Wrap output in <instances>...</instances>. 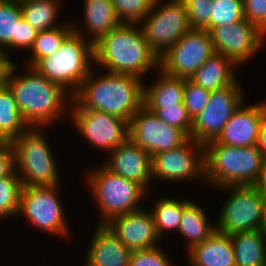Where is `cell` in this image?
Returning a JSON list of instances; mask_svg holds the SVG:
<instances>
[{
    "instance_id": "obj_1",
    "label": "cell",
    "mask_w": 266,
    "mask_h": 266,
    "mask_svg": "<svg viewBox=\"0 0 266 266\" xmlns=\"http://www.w3.org/2000/svg\"><path fill=\"white\" fill-rule=\"evenodd\" d=\"M143 86L142 79L136 76L113 72L96 76L92 69L70 99V109L102 111L129 123L143 106Z\"/></svg>"
},
{
    "instance_id": "obj_2",
    "label": "cell",
    "mask_w": 266,
    "mask_h": 266,
    "mask_svg": "<svg viewBox=\"0 0 266 266\" xmlns=\"http://www.w3.org/2000/svg\"><path fill=\"white\" fill-rule=\"evenodd\" d=\"M16 67L15 64L6 85L13 93L22 118L30 128L51 126L54 121L69 114L66 109L68 104L65 103L66 99H72L69 92L39 74L33 67H27L23 75L14 74Z\"/></svg>"
},
{
    "instance_id": "obj_3",
    "label": "cell",
    "mask_w": 266,
    "mask_h": 266,
    "mask_svg": "<svg viewBox=\"0 0 266 266\" xmlns=\"http://www.w3.org/2000/svg\"><path fill=\"white\" fill-rule=\"evenodd\" d=\"M136 26L120 23L94 43V64L107 72L130 74L140 79L152 68L159 69L158 55Z\"/></svg>"
},
{
    "instance_id": "obj_4",
    "label": "cell",
    "mask_w": 266,
    "mask_h": 266,
    "mask_svg": "<svg viewBox=\"0 0 266 266\" xmlns=\"http://www.w3.org/2000/svg\"><path fill=\"white\" fill-rule=\"evenodd\" d=\"M258 146L231 147L215 140L204 145V180L223 188L254 185L263 159Z\"/></svg>"
},
{
    "instance_id": "obj_5",
    "label": "cell",
    "mask_w": 266,
    "mask_h": 266,
    "mask_svg": "<svg viewBox=\"0 0 266 266\" xmlns=\"http://www.w3.org/2000/svg\"><path fill=\"white\" fill-rule=\"evenodd\" d=\"M73 30L53 55L40 59L33 66L39 74L62 86L72 96L94 68L91 66L94 64V44L86 39L80 26L73 23Z\"/></svg>"
},
{
    "instance_id": "obj_6",
    "label": "cell",
    "mask_w": 266,
    "mask_h": 266,
    "mask_svg": "<svg viewBox=\"0 0 266 266\" xmlns=\"http://www.w3.org/2000/svg\"><path fill=\"white\" fill-rule=\"evenodd\" d=\"M48 143L42 128H29L10 142L23 186L59 185V170Z\"/></svg>"
},
{
    "instance_id": "obj_7",
    "label": "cell",
    "mask_w": 266,
    "mask_h": 266,
    "mask_svg": "<svg viewBox=\"0 0 266 266\" xmlns=\"http://www.w3.org/2000/svg\"><path fill=\"white\" fill-rule=\"evenodd\" d=\"M87 175L89 189L101 212V222L106 224L113 217L141 209L138 205L146 190L137 182L125 179L108 170L104 165Z\"/></svg>"
},
{
    "instance_id": "obj_8",
    "label": "cell",
    "mask_w": 266,
    "mask_h": 266,
    "mask_svg": "<svg viewBox=\"0 0 266 266\" xmlns=\"http://www.w3.org/2000/svg\"><path fill=\"white\" fill-rule=\"evenodd\" d=\"M160 3L161 0H155L152 10L139 23L149 47L158 57L191 30L182 0Z\"/></svg>"
},
{
    "instance_id": "obj_9",
    "label": "cell",
    "mask_w": 266,
    "mask_h": 266,
    "mask_svg": "<svg viewBox=\"0 0 266 266\" xmlns=\"http://www.w3.org/2000/svg\"><path fill=\"white\" fill-rule=\"evenodd\" d=\"M231 194L220 211L216 230L231 235L262 229L264 198L254 185L223 187Z\"/></svg>"
},
{
    "instance_id": "obj_10",
    "label": "cell",
    "mask_w": 266,
    "mask_h": 266,
    "mask_svg": "<svg viewBox=\"0 0 266 266\" xmlns=\"http://www.w3.org/2000/svg\"><path fill=\"white\" fill-rule=\"evenodd\" d=\"M214 53L209 32L191 29L159 57V69L173 77L190 79Z\"/></svg>"
},
{
    "instance_id": "obj_11",
    "label": "cell",
    "mask_w": 266,
    "mask_h": 266,
    "mask_svg": "<svg viewBox=\"0 0 266 266\" xmlns=\"http://www.w3.org/2000/svg\"><path fill=\"white\" fill-rule=\"evenodd\" d=\"M58 186H23L18 214L46 233L67 236L69 225L57 195Z\"/></svg>"
},
{
    "instance_id": "obj_12",
    "label": "cell",
    "mask_w": 266,
    "mask_h": 266,
    "mask_svg": "<svg viewBox=\"0 0 266 266\" xmlns=\"http://www.w3.org/2000/svg\"><path fill=\"white\" fill-rule=\"evenodd\" d=\"M238 81L210 93L207 106L192 120L193 140L205 145L216 140L235 110L244 100Z\"/></svg>"
},
{
    "instance_id": "obj_13",
    "label": "cell",
    "mask_w": 266,
    "mask_h": 266,
    "mask_svg": "<svg viewBox=\"0 0 266 266\" xmlns=\"http://www.w3.org/2000/svg\"><path fill=\"white\" fill-rule=\"evenodd\" d=\"M69 116L91 146L111 153L129 138V123L117 116L93 109H69Z\"/></svg>"
},
{
    "instance_id": "obj_14",
    "label": "cell",
    "mask_w": 266,
    "mask_h": 266,
    "mask_svg": "<svg viewBox=\"0 0 266 266\" xmlns=\"http://www.w3.org/2000/svg\"><path fill=\"white\" fill-rule=\"evenodd\" d=\"M151 175L153 179L177 182L190 178H204V145L188 138L173 150L159 152L152 156Z\"/></svg>"
},
{
    "instance_id": "obj_15",
    "label": "cell",
    "mask_w": 266,
    "mask_h": 266,
    "mask_svg": "<svg viewBox=\"0 0 266 266\" xmlns=\"http://www.w3.org/2000/svg\"><path fill=\"white\" fill-rule=\"evenodd\" d=\"M129 139L152 157L178 148L188 137L142 106L129 121Z\"/></svg>"
},
{
    "instance_id": "obj_16",
    "label": "cell",
    "mask_w": 266,
    "mask_h": 266,
    "mask_svg": "<svg viewBox=\"0 0 266 266\" xmlns=\"http://www.w3.org/2000/svg\"><path fill=\"white\" fill-rule=\"evenodd\" d=\"M209 34L214 52L223 54L239 67L260 51L266 37L246 19L213 28Z\"/></svg>"
},
{
    "instance_id": "obj_17",
    "label": "cell",
    "mask_w": 266,
    "mask_h": 266,
    "mask_svg": "<svg viewBox=\"0 0 266 266\" xmlns=\"http://www.w3.org/2000/svg\"><path fill=\"white\" fill-rule=\"evenodd\" d=\"M105 225L130 251L159 246L157 242L160 237L156 231L153 214L149 209L141 208L113 217Z\"/></svg>"
},
{
    "instance_id": "obj_18",
    "label": "cell",
    "mask_w": 266,
    "mask_h": 266,
    "mask_svg": "<svg viewBox=\"0 0 266 266\" xmlns=\"http://www.w3.org/2000/svg\"><path fill=\"white\" fill-rule=\"evenodd\" d=\"M235 110L232 117L216 138L219 144L231 147H251L258 145L259 133L266 119V103L244 105Z\"/></svg>"
},
{
    "instance_id": "obj_19",
    "label": "cell",
    "mask_w": 266,
    "mask_h": 266,
    "mask_svg": "<svg viewBox=\"0 0 266 266\" xmlns=\"http://www.w3.org/2000/svg\"><path fill=\"white\" fill-rule=\"evenodd\" d=\"M103 165L111 172L140 184L148 191L151 175V155L129 138L118 145Z\"/></svg>"
},
{
    "instance_id": "obj_20",
    "label": "cell",
    "mask_w": 266,
    "mask_h": 266,
    "mask_svg": "<svg viewBox=\"0 0 266 266\" xmlns=\"http://www.w3.org/2000/svg\"><path fill=\"white\" fill-rule=\"evenodd\" d=\"M131 253L105 224H99L83 266H129Z\"/></svg>"
},
{
    "instance_id": "obj_21",
    "label": "cell",
    "mask_w": 266,
    "mask_h": 266,
    "mask_svg": "<svg viewBox=\"0 0 266 266\" xmlns=\"http://www.w3.org/2000/svg\"><path fill=\"white\" fill-rule=\"evenodd\" d=\"M187 252L191 266H236L230 235L217 230Z\"/></svg>"
},
{
    "instance_id": "obj_22",
    "label": "cell",
    "mask_w": 266,
    "mask_h": 266,
    "mask_svg": "<svg viewBox=\"0 0 266 266\" xmlns=\"http://www.w3.org/2000/svg\"><path fill=\"white\" fill-rule=\"evenodd\" d=\"M238 66L228 57L214 53L191 76L190 80L210 92L222 89L237 81L234 72Z\"/></svg>"
},
{
    "instance_id": "obj_23",
    "label": "cell",
    "mask_w": 266,
    "mask_h": 266,
    "mask_svg": "<svg viewBox=\"0 0 266 266\" xmlns=\"http://www.w3.org/2000/svg\"><path fill=\"white\" fill-rule=\"evenodd\" d=\"M159 77L150 86H143V106L146 109H161L183 103L185 78L173 77L157 70Z\"/></svg>"
},
{
    "instance_id": "obj_24",
    "label": "cell",
    "mask_w": 266,
    "mask_h": 266,
    "mask_svg": "<svg viewBox=\"0 0 266 266\" xmlns=\"http://www.w3.org/2000/svg\"><path fill=\"white\" fill-rule=\"evenodd\" d=\"M236 266H266V232L262 229L230 235Z\"/></svg>"
},
{
    "instance_id": "obj_25",
    "label": "cell",
    "mask_w": 266,
    "mask_h": 266,
    "mask_svg": "<svg viewBox=\"0 0 266 266\" xmlns=\"http://www.w3.org/2000/svg\"><path fill=\"white\" fill-rule=\"evenodd\" d=\"M216 231V225L209 224L205 210L192 200L183 199V215L177 233L188 242L189 250L202 243Z\"/></svg>"
},
{
    "instance_id": "obj_26",
    "label": "cell",
    "mask_w": 266,
    "mask_h": 266,
    "mask_svg": "<svg viewBox=\"0 0 266 266\" xmlns=\"http://www.w3.org/2000/svg\"><path fill=\"white\" fill-rule=\"evenodd\" d=\"M84 14L86 36L90 33L93 44L120 24L111 0H85Z\"/></svg>"
},
{
    "instance_id": "obj_27",
    "label": "cell",
    "mask_w": 266,
    "mask_h": 266,
    "mask_svg": "<svg viewBox=\"0 0 266 266\" xmlns=\"http://www.w3.org/2000/svg\"><path fill=\"white\" fill-rule=\"evenodd\" d=\"M19 2L23 19L38 32L61 25H57L58 21H56L60 0H19Z\"/></svg>"
},
{
    "instance_id": "obj_28",
    "label": "cell",
    "mask_w": 266,
    "mask_h": 266,
    "mask_svg": "<svg viewBox=\"0 0 266 266\" xmlns=\"http://www.w3.org/2000/svg\"><path fill=\"white\" fill-rule=\"evenodd\" d=\"M29 128L11 90L7 85L0 87V133L11 142Z\"/></svg>"
},
{
    "instance_id": "obj_29",
    "label": "cell",
    "mask_w": 266,
    "mask_h": 266,
    "mask_svg": "<svg viewBox=\"0 0 266 266\" xmlns=\"http://www.w3.org/2000/svg\"><path fill=\"white\" fill-rule=\"evenodd\" d=\"M73 31L72 22L70 25L67 23L54 29L39 31L32 47L29 49L30 59L27 67H33L40 59L53 55Z\"/></svg>"
},
{
    "instance_id": "obj_30",
    "label": "cell",
    "mask_w": 266,
    "mask_h": 266,
    "mask_svg": "<svg viewBox=\"0 0 266 266\" xmlns=\"http://www.w3.org/2000/svg\"><path fill=\"white\" fill-rule=\"evenodd\" d=\"M23 19L19 0H0V47L17 49V31Z\"/></svg>"
},
{
    "instance_id": "obj_31",
    "label": "cell",
    "mask_w": 266,
    "mask_h": 266,
    "mask_svg": "<svg viewBox=\"0 0 266 266\" xmlns=\"http://www.w3.org/2000/svg\"><path fill=\"white\" fill-rule=\"evenodd\" d=\"M158 236L161 238L163 233L177 230L183 215V199L177 200L162 197L155 201L154 208L151 209Z\"/></svg>"
},
{
    "instance_id": "obj_32",
    "label": "cell",
    "mask_w": 266,
    "mask_h": 266,
    "mask_svg": "<svg viewBox=\"0 0 266 266\" xmlns=\"http://www.w3.org/2000/svg\"><path fill=\"white\" fill-rule=\"evenodd\" d=\"M23 184L17 172L0 179V219L18 216Z\"/></svg>"
},
{
    "instance_id": "obj_33",
    "label": "cell",
    "mask_w": 266,
    "mask_h": 266,
    "mask_svg": "<svg viewBox=\"0 0 266 266\" xmlns=\"http://www.w3.org/2000/svg\"><path fill=\"white\" fill-rule=\"evenodd\" d=\"M210 31L221 25H230L244 20L243 0H212Z\"/></svg>"
},
{
    "instance_id": "obj_34",
    "label": "cell",
    "mask_w": 266,
    "mask_h": 266,
    "mask_svg": "<svg viewBox=\"0 0 266 266\" xmlns=\"http://www.w3.org/2000/svg\"><path fill=\"white\" fill-rule=\"evenodd\" d=\"M120 23L139 24L152 10L155 0H111Z\"/></svg>"
},
{
    "instance_id": "obj_35",
    "label": "cell",
    "mask_w": 266,
    "mask_h": 266,
    "mask_svg": "<svg viewBox=\"0 0 266 266\" xmlns=\"http://www.w3.org/2000/svg\"><path fill=\"white\" fill-rule=\"evenodd\" d=\"M169 126L180 129L188 138L191 136L192 119L183 103L177 106H164L161 109H147Z\"/></svg>"
},
{
    "instance_id": "obj_36",
    "label": "cell",
    "mask_w": 266,
    "mask_h": 266,
    "mask_svg": "<svg viewBox=\"0 0 266 266\" xmlns=\"http://www.w3.org/2000/svg\"><path fill=\"white\" fill-rule=\"evenodd\" d=\"M182 2L187 10L190 28L210 32L212 0H182Z\"/></svg>"
},
{
    "instance_id": "obj_37",
    "label": "cell",
    "mask_w": 266,
    "mask_h": 266,
    "mask_svg": "<svg viewBox=\"0 0 266 266\" xmlns=\"http://www.w3.org/2000/svg\"><path fill=\"white\" fill-rule=\"evenodd\" d=\"M210 93L190 79H185L183 104L192 120L207 106Z\"/></svg>"
},
{
    "instance_id": "obj_38",
    "label": "cell",
    "mask_w": 266,
    "mask_h": 266,
    "mask_svg": "<svg viewBox=\"0 0 266 266\" xmlns=\"http://www.w3.org/2000/svg\"><path fill=\"white\" fill-rule=\"evenodd\" d=\"M170 261L161 247L156 246L132 251L129 266H171Z\"/></svg>"
},
{
    "instance_id": "obj_39",
    "label": "cell",
    "mask_w": 266,
    "mask_h": 266,
    "mask_svg": "<svg viewBox=\"0 0 266 266\" xmlns=\"http://www.w3.org/2000/svg\"><path fill=\"white\" fill-rule=\"evenodd\" d=\"M244 18L266 36V0H243Z\"/></svg>"
},
{
    "instance_id": "obj_40",
    "label": "cell",
    "mask_w": 266,
    "mask_h": 266,
    "mask_svg": "<svg viewBox=\"0 0 266 266\" xmlns=\"http://www.w3.org/2000/svg\"><path fill=\"white\" fill-rule=\"evenodd\" d=\"M38 31L22 19L18 25L17 48L30 49L36 39Z\"/></svg>"
},
{
    "instance_id": "obj_41",
    "label": "cell",
    "mask_w": 266,
    "mask_h": 266,
    "mask_svg": "<svg viewBox=\"0 0 266 266\" xmlns=\"http://www.w3.org/2000/svg\"><path fill=\"white\" fill-rule=\"evenodd\" d=\"M16 172L15 153L9 145L0 153V179L13 175Z\"/></svg>"
},
{
    "instance_id": "obj_42",
    "label": "cell",
    "mask_w": 266,
    "mask_h": 266,
    "mask_svg": "<svg viewBox=\"0 0 266 266\" xmlns=\"http://www.w3.org/2000/svg\"><path fill=\"white\" fill-rule=\"evenodd\" d=\"M8 51L0 47V87L5 86L7 79L15 65L12 63L10 58H8Z\"/></svg>"
},
{
    "instance_id": "obj_43",
    "label": "cell",
    "mask_w": 266,
    "mask_h": 266,
    "mask_svg": "<svg viewBox=\"0 0 266 266\" xmlns=\"http://www.w3.org/2000/svg\"><path fill=\"white\" fill-rule=\"evenodd\" d=\"M254 186L263 196H266V155L263 156L260 173Z\"/></svg>"
},
{
    "instance_id": "obj_44",
    "label": "cell",
    "mask_w": 266,
    "mask_h": 266,
    "mask_svg": "<svg viewBox=\"0 0 266 266\" xmlns=\"http://www.w3.org/2000/svg\"><path fill=\"white\" fill-rule=\"evenodd\" d=\"M258 149L262 152L263 155H266V119L263 122L258 140Z\"/></svg>"
},
{
    "instance_id": "obj_45",
    "label": "cell",
    "mask_w": 266,
    "mask_h": 266,
    "mask_svg": "<svg viewBox=\"0 0 266 266\" xmlns=\"http://www.w3.org/2000/svg\"><path fill=\"white\" fill-rule=\"evenodd\" d=\"M10 145V141L7 140L1 133H0V153L5 150Z\"/></svg>"
},
{
    "instance_id": "obj_46",
    "label": "cell",
    "mask_w": 266,
    "mask_h": 266,
    "mask_svg": "<svg viewBox=\"0 0 266 266\" xmlns=\"http://www.w3.org/2000/svg\"><path fill=\"white\" fill-rule=\"evenodd\" d=\"M262 230L266 232V196L264 198V205H263Z\"/></svg>"
}]
</instances>
